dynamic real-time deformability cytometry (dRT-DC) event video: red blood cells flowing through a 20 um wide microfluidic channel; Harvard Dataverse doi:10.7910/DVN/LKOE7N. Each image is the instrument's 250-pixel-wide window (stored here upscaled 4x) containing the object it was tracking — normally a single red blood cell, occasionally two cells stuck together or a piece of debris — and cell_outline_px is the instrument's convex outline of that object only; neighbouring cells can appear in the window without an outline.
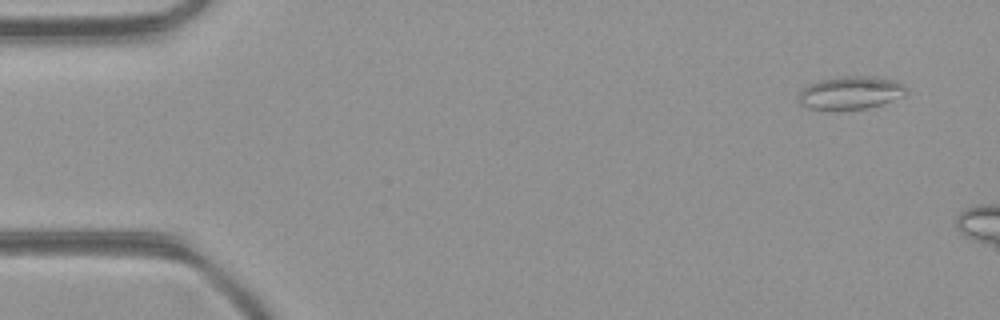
{"species": "common noctule bat (a hibernating species)", "species_latin": "Nyctalus noctula", "temperature_condition": "room temperature", "stored_images_in_passage": 6, "camera_frame_rate_fps": 3000, "um_per_image_px": 0.085, "animal": {"sex": "female", "body_mass_g": 21.9}, "frame": {"image": 1, "passage_image": 2, "time_ms": 0.333, "image_size_px": [1000, 320], "cell_outline_px": [[908, 92], [904, 96], [868, 108], [808, 108], [800, 104], [800, 92], [808, 84], [820, 80], [856, 76], [896, 80], [904, 84]], "centroid_in_image_um": [72.34, 7.88], "position_along_channel_um": 12.7, "area_um2": 19.88}}